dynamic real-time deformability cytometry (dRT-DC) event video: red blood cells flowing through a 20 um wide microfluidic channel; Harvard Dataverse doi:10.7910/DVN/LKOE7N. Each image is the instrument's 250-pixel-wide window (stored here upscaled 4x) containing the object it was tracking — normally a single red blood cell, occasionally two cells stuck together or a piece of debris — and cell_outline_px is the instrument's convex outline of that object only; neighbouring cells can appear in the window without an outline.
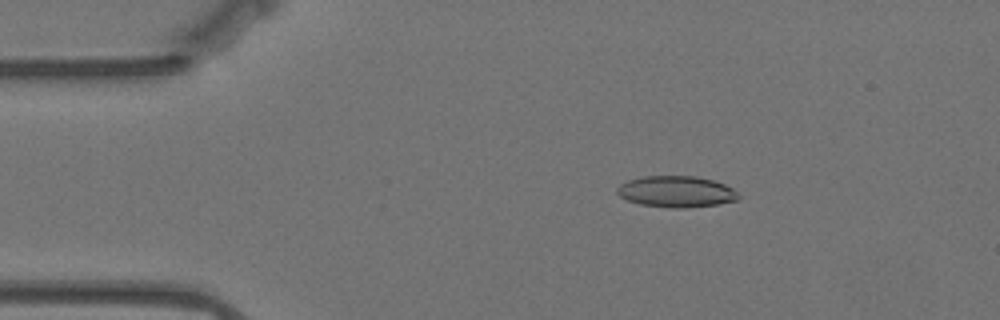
{"species": "Egyptian fruit bat (a non-hibernating species)", "species_latin": "Rousettus aegyptiacus", "temperature_condition": "warm", "stored_images_in_passage": 55, "camera_frame_rate_fps": 3000, "um_per_image_px": 0.085, "animal": {"sex": "female"}, "frame": {"image": 1, "passage_image": 7, "time_ms": 2.0, "image_size_px": [1000, 320], "cell_outline_px": [[740, 196], [736, 200], [716, 204], [684, 208], [672, 208], [640, 204], [628, 200], [620, 196], [616, 192], [616, 188], [620, 184], [628, 180], [644, 176], [696, 176], [712, 180], [724, 184], [732, 188]], "centroid_in_image_um": [57.45, 16.28], "position_along_channel_um": 27.5, "area_um2": 21.96}}
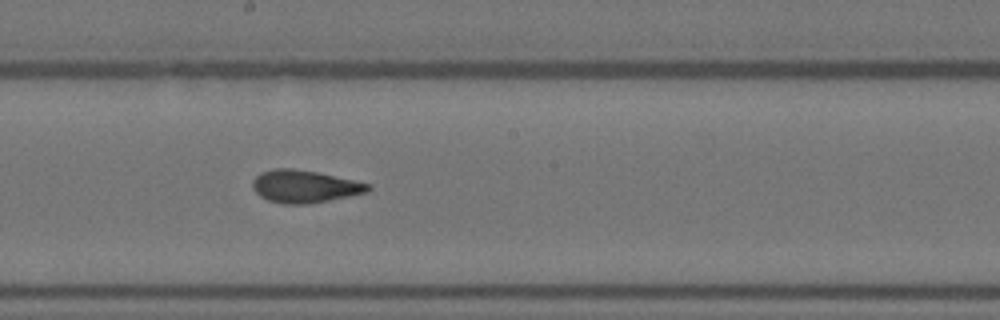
{"frame": {"image": 2, "passage_image": 28, "time_ms": 9.0, "image_size_px": [1000, 320], "cell_outline_px": [[372, 188], [368, 192], [308, 204], [284, 204], [268, 200], [260, 196], [252, 188], [252, 180], [260, 172], [272, 168], [292, 168], [316, 172], [372, 184]], "centroid_in_image_um": [25.87, 15.84], "position_along_channel_um": 222.3, "area_um2": 21.91}}
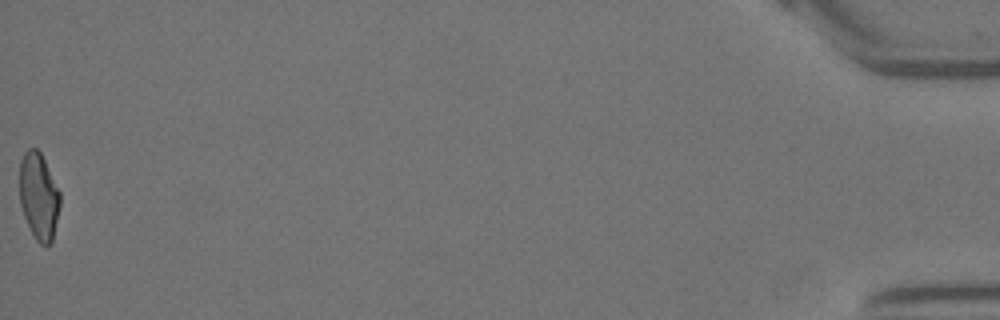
{"frame": {"image": 3, "passage_image": 55, "time_ms": 18.0, "image_size_px": [1000, 320], "cell_outline_px": [[60, 204], [52, 244], [40, 244], [36, 240], [24, 216], [20, 204], [20, 160], [24, 152], [28, 148], [36, 148], [40, 152], [60, 192]], "centroid_in_image_um": [3.29, 16.68], "position_along_channel_um": 431.9, "area_um2": 20.35}, "authors_computed_cell_mechanics": {"area_um2": 21.5594, "velocity_mm_per_s": 3.5095, "shape_relaxation_time_tau1_ms": 7.1945, "shape_relaxation_time_tau2_ms": 2.4886, "deformation_change_tau1": 0.1747, "deformation_change_tau2": 0.0944}}